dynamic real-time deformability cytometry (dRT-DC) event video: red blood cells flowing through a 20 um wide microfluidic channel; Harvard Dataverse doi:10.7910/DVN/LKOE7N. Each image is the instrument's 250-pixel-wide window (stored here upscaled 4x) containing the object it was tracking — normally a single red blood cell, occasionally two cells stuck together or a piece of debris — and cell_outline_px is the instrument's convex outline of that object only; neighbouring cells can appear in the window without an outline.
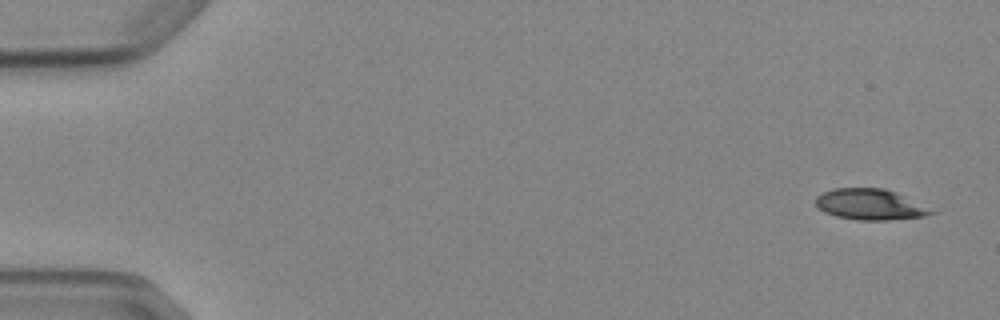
{"species": "Egyptian fruit bat (a non-hibernating species)", "species_latin": "Rousettus aegyptiacus", "temperature_condition": "cold", "stored_images_in_passage": 5, "camera_frame_rate_fps": 3000, "um_per_image_px": 0.085, "animal": {"sex": "female"}, "frame": {"image": 1, "passage_image": 1, "time_ms": 0.0, "image_size_px": [1000, 320], "cell_outline_px": [[936, 212], [924, 216], [888, 220], [860, 220], [836, 216], [824, 212], [816, 204], [816, 196], [832, 188], [884, 188], [896, 192]], "centroid_in_image_um": [73.91, 17.37], "position_along_channel_um": 11.1, "area_um2": 20.46}}
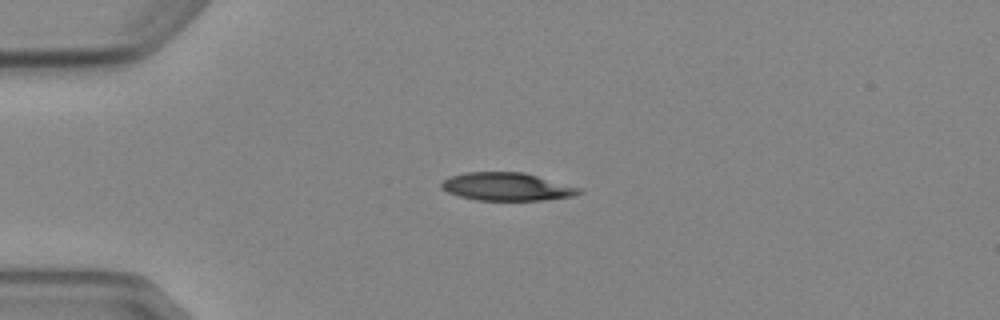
{"frame": {"image": 2, "passage_image": 4, "time_ms": 3.667, "image_size_px": [1000, 320], "cell_outline_px": [[584, 192], [576, 196], [548, 200], [476, 200], [460, 196], [448, 192], [440, 188], [440, 184], [448, 176], [464, 172], [524, 172], [580, 188]], "centroid_in_image_um": [43.08, 15.87], "position_along_channel_um": 41.9, "area_um2": 22.6}}